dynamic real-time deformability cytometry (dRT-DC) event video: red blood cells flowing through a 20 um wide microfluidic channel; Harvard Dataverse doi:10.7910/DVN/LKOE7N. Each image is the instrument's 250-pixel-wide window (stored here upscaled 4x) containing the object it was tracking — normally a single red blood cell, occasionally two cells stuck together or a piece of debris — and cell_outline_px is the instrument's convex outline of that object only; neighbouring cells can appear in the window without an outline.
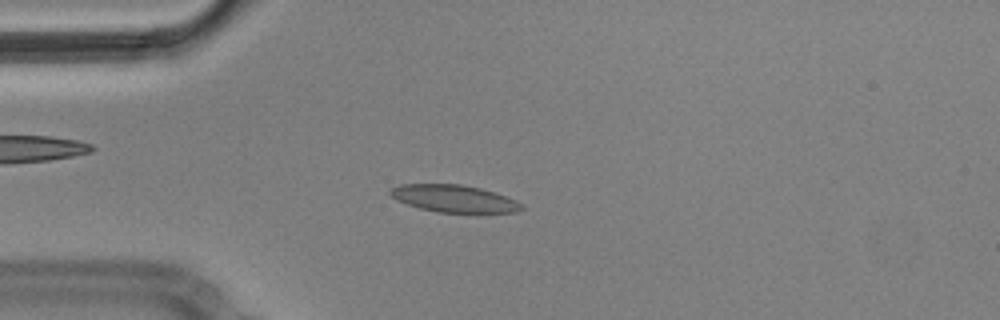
{"species": "Egyptian fruit bat (a non-hibernating species)", "species_latin": "Rousettus aegyptiacus", "temperature_condition": "cold", "stored_images_in_passage": 56, "camera_frame_rate_fps": 3000, "um_per_image_px": 0.085, "animal": {"sex": "male"}, "frame": {"image": 1, "passage_image": 14, "time_ms": 4.333, "image_size_px": [1000, 320], "cell_outline_px": [[524, 208], [516, 212], [476, 216], [436, 212], [420, 208], [396, 200], [388, 192], [392, 188], [400, 184], [460, 184], [480, 188], [516, 200]], "centroid_in_image_um": [38.65, 16.94], "position_along_channel_um": 46.3, "area_um2": 21.68}}
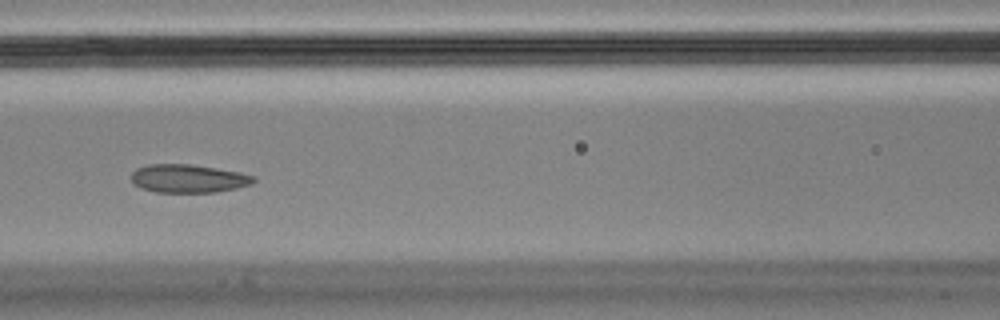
{"frame": {"image": 2, "passage_image": 24, "time_ms": 7.667, "image_size_px": [1000, 320], "cell_outline_px": [[256, 180], [252, 184], [236, 188], [216, 192], [156, 192], [140, 188], [132, 184], [132, 172], [136, 168], [148, 164], [192, 164], [240, 172], [256, 176]], "centroid_in_image_um": [16.0, 15.17], "position_along_channel_um": 150.6, "area_um2": 20.35}}
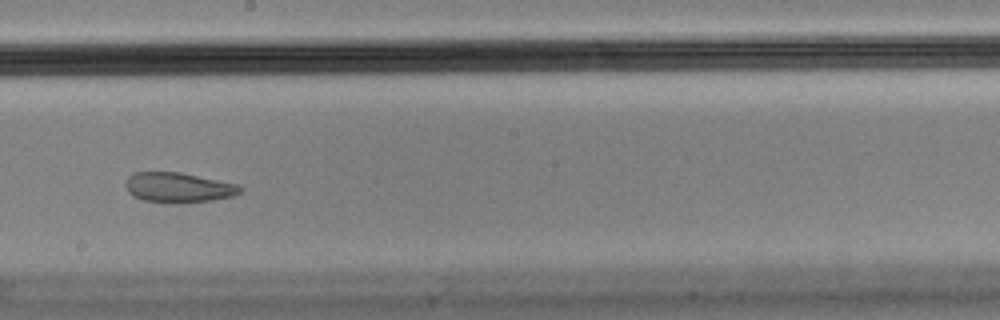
{"frame": {"image": 3, "passage_image": 31, "time_ms": 10.0, "image_size_px": [1000, 320], "cell_outline_px": [[244, 188], [240, 192], [232, 196], [212, 200], [176, 204], [168, 204], [144, 200], [132, 196], [128, 192], [124, 184], [128, 176], [132, 172], [180, 172], [240, 184]], "centroid_in_image_um": [15.15, 15.94], "position_along_channel_um": 233.1, "area_um2": 20.46}, "authors_computed_cell_mechanics": {"area_um2": 21.1837, "velocity_mm_per_s": 3.5475, "shape_relaxation_time_tau1_ms": null, "shape_relaxation_time_tau2_ms": 1.3693, "deformation_change_tau1": null, "deformation_change_tau2": 0.0643}}